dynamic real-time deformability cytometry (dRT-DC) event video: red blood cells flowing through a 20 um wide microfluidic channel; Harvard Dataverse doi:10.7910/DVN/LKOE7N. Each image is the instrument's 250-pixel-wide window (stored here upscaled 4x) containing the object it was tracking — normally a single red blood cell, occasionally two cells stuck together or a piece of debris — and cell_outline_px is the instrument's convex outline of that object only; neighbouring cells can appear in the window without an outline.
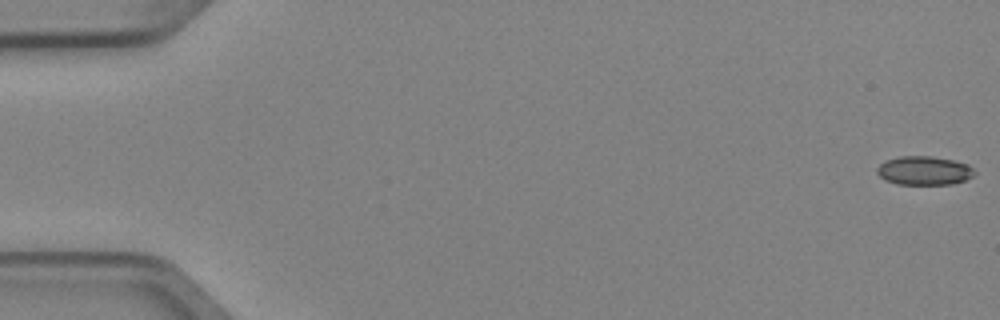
{"species": "Egyptian fruit bat (a non-hibernating species)", "species_latin": "Rousettus aegyptiacus", "temperature_condition": "cold", "stored_images_in_passage": 5, "camera_frame_rate_fps": 3000, "um_per_image_px": 0.085, "animal": {"sex": "female"}, "frame": {"image": 1, "passage_image": 1, "time_ms": 0.0, "image_size_px": [1000, 320], "cell_outline_px": [[976, 172], [972, 176], [964, 180], [952, 184], [896, 184], [884, 180], [876, 172], [876, 168], [884, 160], [900, 156], [932, 156], [952, 160], [968, 164]], "centroid_in_image_um": [78.51, 14.5], "position_along_channel_um": 6.5, "area_um2": 16.42}}
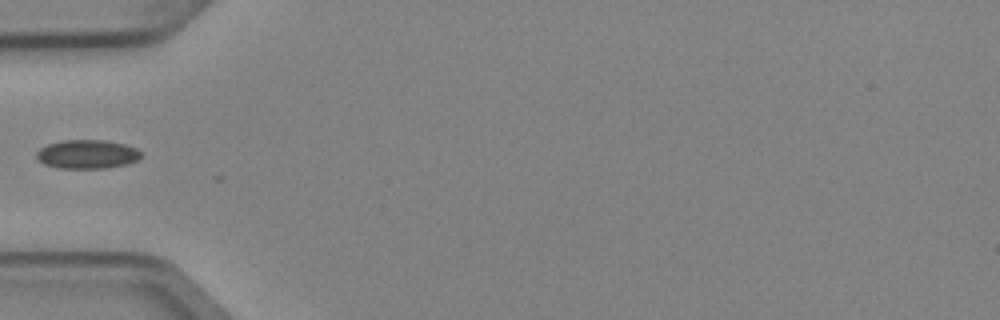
{"frame": {"image": 2, "passage_image": 5, "time_ms": 1.333, "image_size_px": [1000, 320], "cell_outline_px": [[140, 156], [136, 160], [128, 164], [104, 168], [60, 168], [44, 164], [36, 156], [36, 152], [40, 148], [48, 144], [60, 140], [104, 140], [124, 144], [136, 148], [140, 152]], "centroid_in_image_um": [7.39, 13.1], "position_along_channel_um": 77.6, "area_um2": 17.46}}